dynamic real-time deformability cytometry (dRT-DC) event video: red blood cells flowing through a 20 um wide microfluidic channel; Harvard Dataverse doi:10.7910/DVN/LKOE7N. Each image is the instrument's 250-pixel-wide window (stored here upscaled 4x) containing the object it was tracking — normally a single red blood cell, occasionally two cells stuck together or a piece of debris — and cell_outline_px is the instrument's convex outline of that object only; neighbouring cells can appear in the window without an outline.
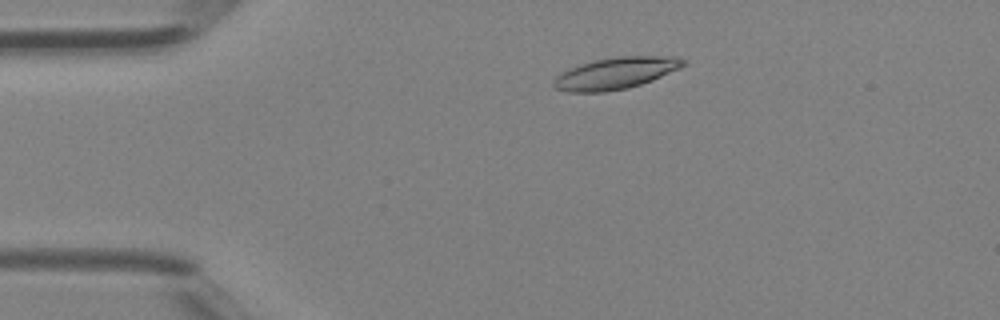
{"species": "Egyptian fruit bat (a non-hibernating species)", "species_latin": "Rousettus aegyptiacus", "temperature_condition": "room temperature", "stored_images_in_passage": 40, "camera_frame_rate_fps": 3000, "um_per_image_px": 0.085, "animal": {"sex": "female"}, "frame": {"image": 1, "passage_image": 6, "time_ms": 1.667, "image_size_px": [1000, 320], "cell_outline_px": [[684, 64], [680, 68], [652, 80], [628, 88], [604, 92], [564, 92], [556, 88], [552, 84], [552, 80], [560, 72], [580, 64], [592, 60], [616, 56], [676, 56], [684, 60]], "centroid_in_image_um": [52.28, 6.22], "position_along_channel_um": 32.7, "area_um2": 24.04}}
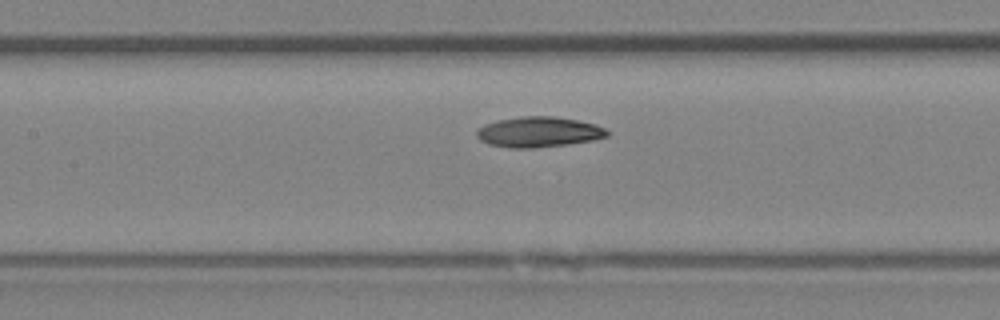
{"frame": {"image": 2, "passage_image": 17, "time_ms": 5.333, "image_size_px": [1000, 320], "cell_outline_px": [[608, 136], [592, 140], [568, 144], [536, 148], [512, 148], [488, 144], [480, 140], [476, 136], [476, 132], [484, 124], [500, 120], [520, 116], [556, 116], [596, 124], [604, 128], [608, 132]], "centroid_in_image_um": [45.78, 11.22], "position_along_channel_um": 161.6, "area_um2": 23.06}}
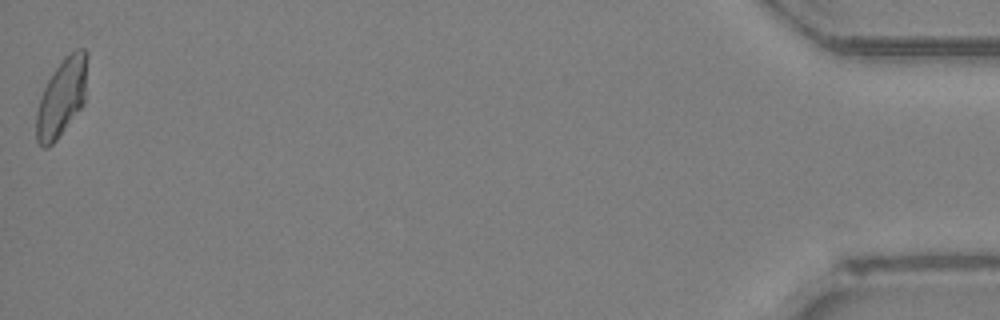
{"frame": {"image": 3, "passage_image": 40, "time_ms": 13.0, "image_size_px": [1000, 320], "cell_outline_px": [[88, 56], [84, 104], [56, 140], [48, 148], [44, 148], [36, 140], [36, 112], [44, 88], [48, 80], [64, 56], [76, 48], [84, 48], [88, 52]], "centroid_in_image_um": [5.26, 8.25], "position_along_channel_um": 429.9, "area_um2": 23.12}}